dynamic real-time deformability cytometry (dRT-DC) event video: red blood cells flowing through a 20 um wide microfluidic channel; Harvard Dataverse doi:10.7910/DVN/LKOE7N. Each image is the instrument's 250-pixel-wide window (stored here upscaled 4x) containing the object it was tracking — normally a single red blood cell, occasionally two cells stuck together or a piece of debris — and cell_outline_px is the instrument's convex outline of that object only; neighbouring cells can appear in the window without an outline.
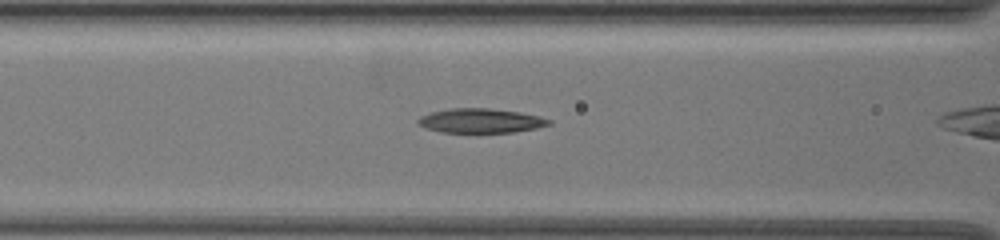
{"species": "common noctule bat (a hibernating species)", "species_latin": "Nyctalus noctula", "temperature_condition": "warm", "stored_images_in_passage": 8, "camera_frame_rate_fps": 3000, "um_per_image_px": 0.085, "animal": {"sex": "female", "body_mass_g": 19.5, "forearm_length_mm": 54.1}, "frame": {"image": 1, "passage_image": 3, "time_ms": 0.667, "image_size_px": [1000, 240], "cell_outline_px": [[552, 124], [536, 128], [512, 132], [440, 132], [416, 124], [416, 120], [420, 116], [432, 112], [448, 108], [488, 108], [520, 112], [540, 116], [552, 120]], "centroid_in_image_um": [40.86, 10.25], "position_along_channel_um": 125.7, "area_um2": 18.61}}
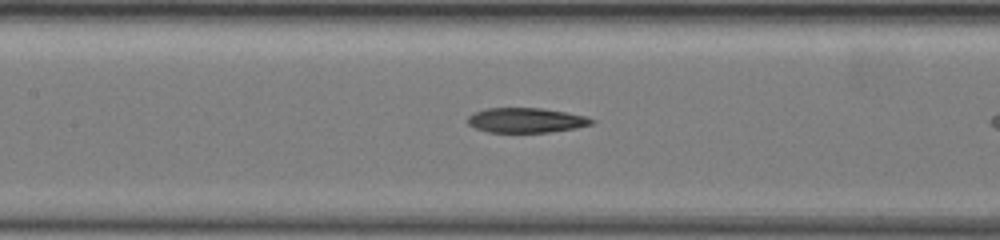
{"frame": {"image": 2, "passage_image": 6, "time_ms": 1.667, "image_size_px": [1000, 240], "cell_outline_px": [[596, 120], [592, 124], [576, 128], [548, 132], [488, 132], [476, 128], [468, 124], [468, 116], [472, 112], [484, 108], [540, 108], [564, 112], [584, 116]], "centroid_in_image_um": [44.67, 10.22], "position_along_channel_um": 162.7, "area_um2": 17.86}}